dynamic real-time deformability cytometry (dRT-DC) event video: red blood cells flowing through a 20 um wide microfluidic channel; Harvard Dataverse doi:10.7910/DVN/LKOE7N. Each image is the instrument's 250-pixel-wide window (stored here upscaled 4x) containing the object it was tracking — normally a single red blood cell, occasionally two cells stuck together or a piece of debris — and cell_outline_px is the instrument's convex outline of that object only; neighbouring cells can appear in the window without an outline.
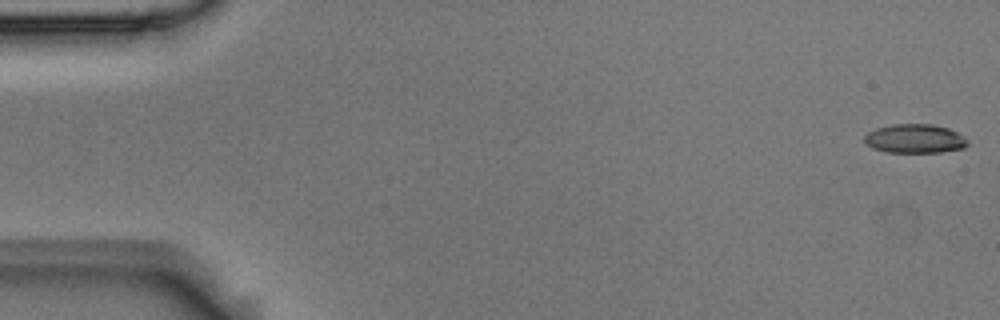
{"species": "Egyptian fruit bat (a non-hibernating species)", "species_latin": "Rousettus aegyptiacus", "temperature_condition": "room temperature", "stored_images_in_passage": 6, "camera_frame_rate_fps": 3000, "um_per_image_px": 0.085, "animal": {"sex": "male"}, "frame": {"image": 1, "passage_image": 1, "time_ms": 0.0, "image_size_px": [1000, 320], "cell_outline_px": [[968, 144], [964, 148], [940, 152], [888, 152], [872, 148], [864, 144], [864, 136], [868, 132], [876, 128], [892, 124], [932, 124], [948, 128], [964, 136], [968, 140]], "centroid_in_image_um": [77.75, 11.78], "position_along_channel_um": 7.3, "area_um2": 17.51}}
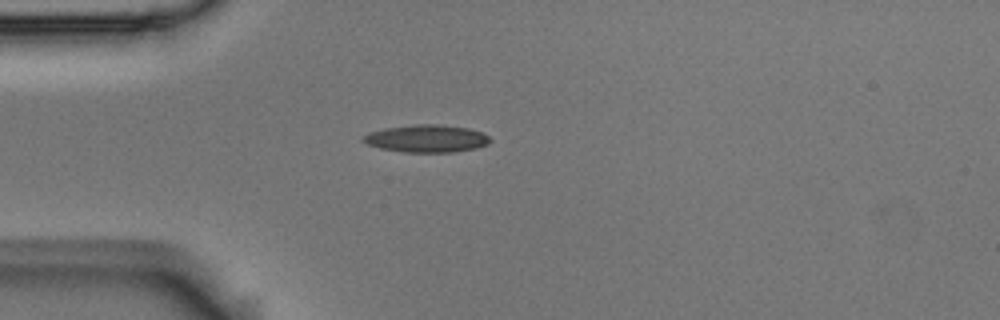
{"frame": {"image": 2, "passage_image": 5, "time_ms": 1.333, "image_size_px": [1000, 320], "cell_outline_px": [[492, 140], [488, 144], [476, 148], [452, 152], [404, 152], [380, 148], [368, 144], [360, 140], [360, 136], [368, 132], [384, 128], [416, 124], [440, 124], [468, 128], [480, 132], [488, 136]], "centroid_in_image_um": [36.22, 11.77], "position_along_channel_um": 48.8, "area_um2": 20.46}}